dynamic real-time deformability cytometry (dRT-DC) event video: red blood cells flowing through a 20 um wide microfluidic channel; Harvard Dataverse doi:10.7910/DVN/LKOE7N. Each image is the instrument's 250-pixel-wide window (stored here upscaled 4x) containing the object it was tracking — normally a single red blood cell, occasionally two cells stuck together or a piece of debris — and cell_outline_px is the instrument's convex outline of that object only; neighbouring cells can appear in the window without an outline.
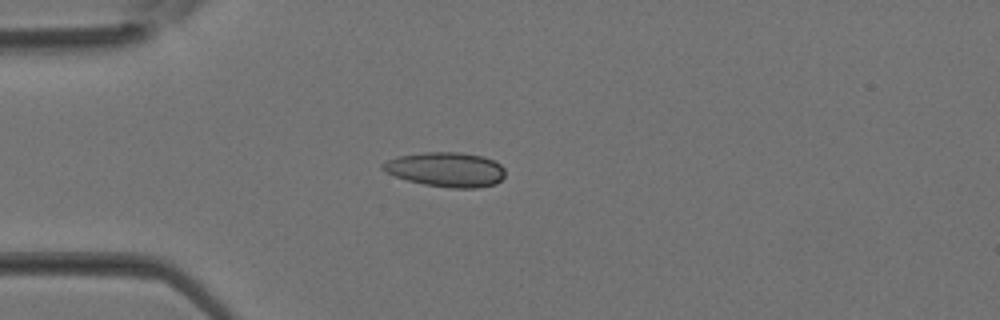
{"species": "Egyptian fruit bat (a non-hibernating species)", "species_latin": "Rousettus aegyptiacus", "temperature_condition": "room temperature", "stored_images_in_passage": 32, "camera_frame_rate_fps": 3000, "um_per_image_px": 0.085, "animal": {"sex": "female"}, "frame": {"image": 1, "passage_image": 8, "time_ms": 2.333, "image_size_px": [1000, 320], "cell_outline_px": [[504, 176], [496, 184], [476, 188], [448, 188], [424, 184], [408, 180], [384, 172], [380, 168], [380, 164], [388, 160], [400, 156], [424, 152], [460, 152], [480, 156], [492, 160], [500, 164], [504, 168]], "centroid_in_image_um": [37.89, 14.41], "position_along_channel_um": 47.1, "area_um2": 24.62}}
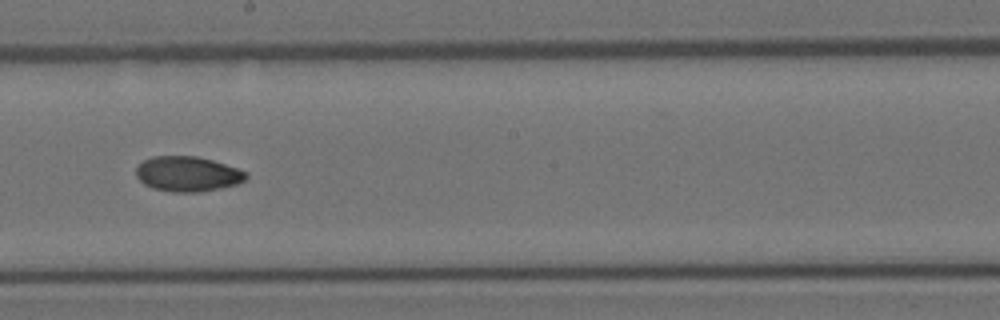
{"frame": {"image": 2, "passage_image": 19, "time_ms": 6.0, "image_size_px": [1000, 320], "cell_outline_px": [[248, 176], [244, 180], [236, 184], [220, 188], [200, 192], [172, 192], [152, 188], [144, 184], [136, 176], [136, 168], [144, 160], [152, 156], [196, 156], [212, 160], [248, 172]], "centroid_in_image_um": [15.93, 14.79], "position_along_channel_um": 232.3, "area_um2": 22.43}}
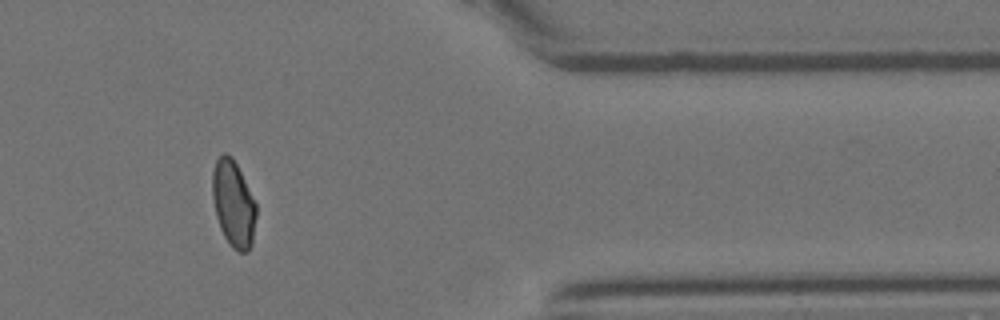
{"frame": {"image": 3, "passage_image": 29, "time_ms": 9.333, "image_size_px": [1000, 320], "cell_outline_px": [[256, 216], [252, 244], [248, 252], [236, 252], [228, 244], [220, 228], [216, 216], [212, 196], [212, 172], [216, 160], [224, 152], [232, 156], [256, 204]], "centroid_in_image_um": [19.83, 17.35], "position_along_channel_um": 391.6, "area_um2": 22.08}}